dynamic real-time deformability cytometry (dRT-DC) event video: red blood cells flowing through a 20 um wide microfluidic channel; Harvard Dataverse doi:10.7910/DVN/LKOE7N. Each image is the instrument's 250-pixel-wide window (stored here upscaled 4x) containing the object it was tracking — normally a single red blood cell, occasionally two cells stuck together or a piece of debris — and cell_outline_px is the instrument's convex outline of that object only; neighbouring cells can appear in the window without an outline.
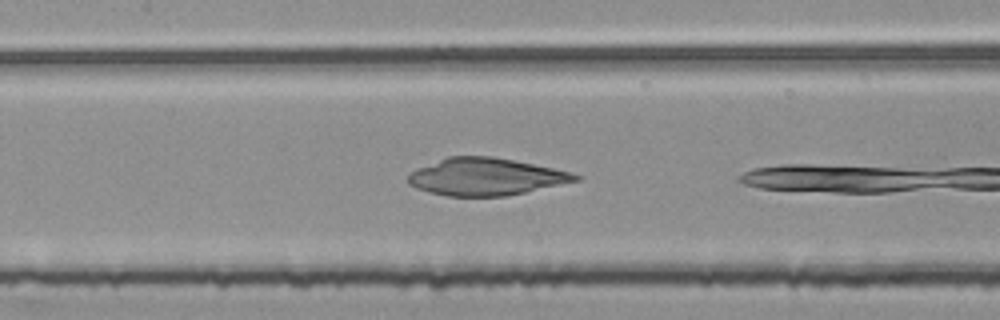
{"species": "common noctule bat (a hibernating species)", "species_latin": "Nyctalus noctula", "temperature_condition": "room temperature", "stored_images_in_passage": 15, "camera_frame_rate_fps": 3000, "um_per_image_px": 0.085, "animal": {"sex": "female", "body_mass_g": 25.1}, "frame": {"image": 1, "passage_image": 7, "time_ms": 2.0, "image_size_px": [1000, 320], "cell_outline_px": [[584, 176], [580, 180], [524, 192], [504, 196], [448, 196], [416, 188], [408, 184], [408, 176], [416, 168], [448, 156], [492, 156], [572, 172]], "centroid_in_image_um": [41.29, 15.02], "position_along_channel_um": 166.1, "area_um2": 36.01}}
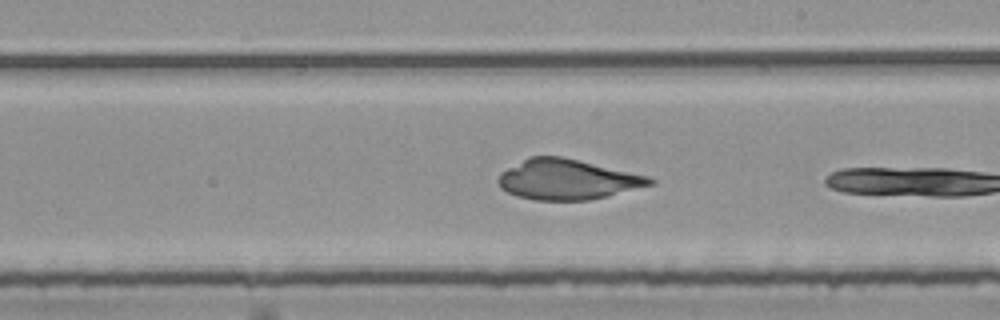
{"frame": {"image": 2, "passage_image": 13, "time_ms": 4.0, "image_size_px": [1000, 320], "cell_outline_px": [[656, 184], [608, 196], [588, 200], [532, 200], [516, 196], [500, 188], [496, 180], [500, 172], [528, 156], [560, 156], [648, 176], [656, 180]], "centroid_in_image_um": [48.2, 15.26], "position_along_channel_um": 240.8, "area_um2": 35.66}}